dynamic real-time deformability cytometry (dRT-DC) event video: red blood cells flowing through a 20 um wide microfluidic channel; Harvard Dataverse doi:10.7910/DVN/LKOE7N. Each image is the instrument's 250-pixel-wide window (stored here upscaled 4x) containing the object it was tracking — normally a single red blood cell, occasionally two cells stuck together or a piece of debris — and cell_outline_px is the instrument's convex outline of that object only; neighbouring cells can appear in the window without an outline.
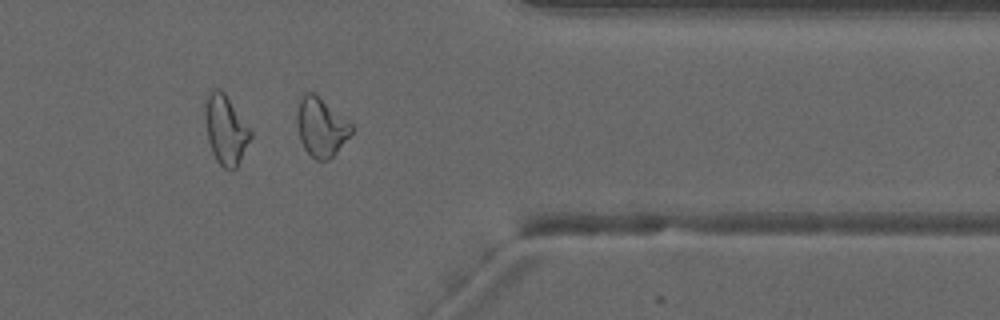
{"species": "common noctule bat (a hibernating species)", "species_latin": "Nyctalus noctula", "temperature_condition": "warm", "stored_images_in_passage": 37, "camera_frame_rate_fps": 3000, "um_per_image_px": 0.085, "animal": {"sex": "male", "forearm_length_mm": 52.5}, "frame": {"image": 1, "passage_image": 27, "time_ms": 8.667, "image_size_px": [1000, 320], "cell_outline_px": [[352, 132], [332, 156], [328, 160], [316, 160], [304, 148], [300, 140], [296, 120], [296, 116], [300, 96], [304, 92], [316, 92], [352, 124]], "centroid_in_image_um": [27.26, 10.74], "position_along_channel_um": 384.1, "area_um2": 18.67}, "authors_computed_cell_mechanics": {"area_um2": 18.4382, "velocity_mm_per_s": 3.9683, "shape_relaxation_time_tau1_ms": null, "shape_relaxation_time_tau2_ms": 4.5669, "deformation_change_tau1": null, "deformation_change_tau2": 0.1352}}